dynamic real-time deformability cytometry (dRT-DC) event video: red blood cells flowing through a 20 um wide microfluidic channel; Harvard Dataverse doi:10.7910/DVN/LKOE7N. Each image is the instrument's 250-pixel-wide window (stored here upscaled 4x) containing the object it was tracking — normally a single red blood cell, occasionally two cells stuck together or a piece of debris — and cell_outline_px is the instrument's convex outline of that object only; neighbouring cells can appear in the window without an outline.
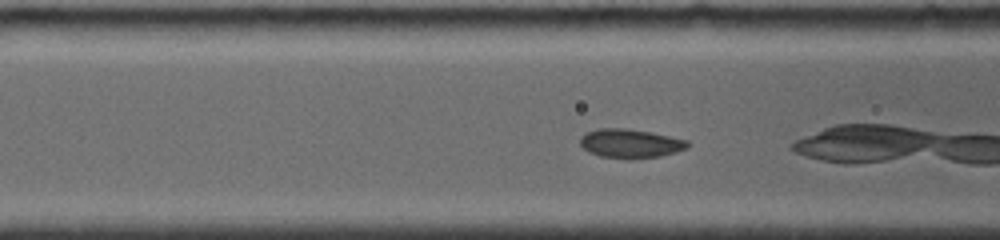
{"species": "common noctule bat (a hibernating species)", "species_latin": "Nyctalus noctula", "temperature_condition": "room temperature", "stored_images_in_passage": 36, "camera_frame_rate_fps": 4000, "um_per_image_px": 0.085, "animal": {"sex": "female", "body_mass_g": 19.0, "forearm_length_mm": 56.7}, "frame": {"image": 1, "passage_image": 6, "time_ms": 1.25, "image_size_px": [1000, 240], "cell_outline_px": [[692, 144], [688, 148], [676, 152], [660, 156], [600, 156], [588, 152], [580, 144], [580, 136], [588, 132], [600, 128], [624, 128], [652, 132], [688, 140]], "centroid_in_image_um": [53.62, 12.15], "position_along_channel_um": 113.0, "area_um2": 17.57}, "authors_computed_cell_mechanics": {"area_um2": 17.629, "velocity_mm_per_s": 3.8286, "shape_relaxation_time_tau1_ms": 5.9712, "shape_relaxation_time_tau2_ms": null, "deformation_change_tau1": 0.1581, "deformation_change_tau2": null}}